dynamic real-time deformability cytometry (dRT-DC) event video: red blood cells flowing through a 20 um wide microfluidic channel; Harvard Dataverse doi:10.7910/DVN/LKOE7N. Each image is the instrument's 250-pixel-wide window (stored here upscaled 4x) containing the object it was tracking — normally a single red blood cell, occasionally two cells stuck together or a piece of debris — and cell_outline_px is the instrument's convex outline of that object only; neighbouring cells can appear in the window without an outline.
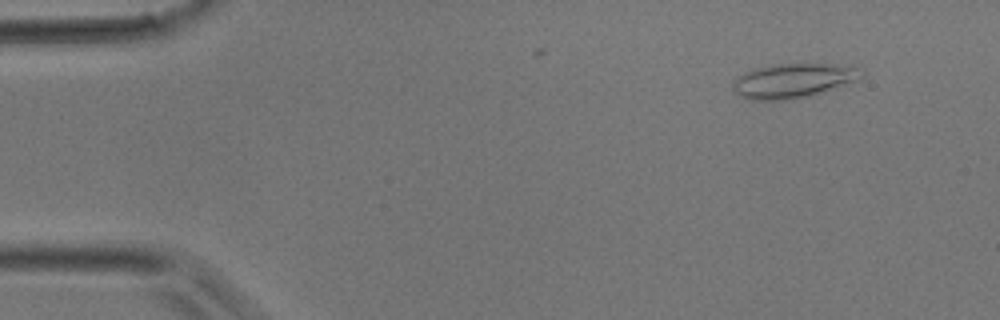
{"species": "common noctule bat (a hibernating species)", "species_latin": "Nyctalus noctula", "temperature_condition": "room temperature", "stored_images_in_passage": 3, "camera_frame_rate_fps": 3000, "um_per_image_px": 0.085, "animal": {"sex": "male", "body_mass_g": 17.9}, "frame": {"image": 1, "passage_image": 1, "time_ms": 0.0, "image_size_px": [1000, 320], "cell_outline_px": [[864, 72], [856, 80], [808, 96], [784, 100], [752, 100], [740, 96], [732, 92], [732, 84], [744, 72], [756, 68], [772, 64], [832, 64], [856, 68]], "centroid_in_image_um": [67.32, 6.86], "position_along_channel_um": 17.7, "area_um2": 25.26}}